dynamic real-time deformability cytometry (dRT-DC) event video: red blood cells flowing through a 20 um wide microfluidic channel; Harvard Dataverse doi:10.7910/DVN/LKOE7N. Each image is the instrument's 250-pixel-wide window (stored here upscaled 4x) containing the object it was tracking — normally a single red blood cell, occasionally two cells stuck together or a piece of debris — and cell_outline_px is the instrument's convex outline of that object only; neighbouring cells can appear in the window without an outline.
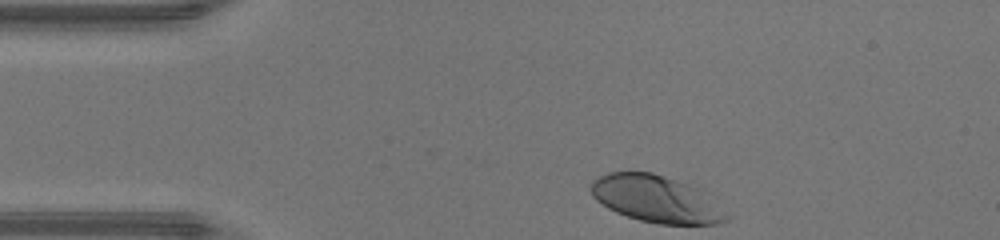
{"species": "human", "species_latin": "Homo sapiens", "temperature_condition": "warm", "stored_images_in_passage": 31, "camera_frame_rate_fps": 3000, "um_per_image_px": 0.085, "donor": {"sex": "male"}, "frame": {"image": 1, "passage_image": 1, "time_ms": 0.0, "image_size_px": [1000, 240], "cell_outline_px": [[732, 216], [716, 224], [660, 224], [640, 220], [616, 212], [608, 208], [596, 200], [592, 196], [588, 188], [600, 176], [608, 172], [652, 172], [688, 184], [696, 188]], "centroid_in_image_um": [55.74, 16.92], "position_along_channel_um": 29.3, "area_um2": 36.59}}
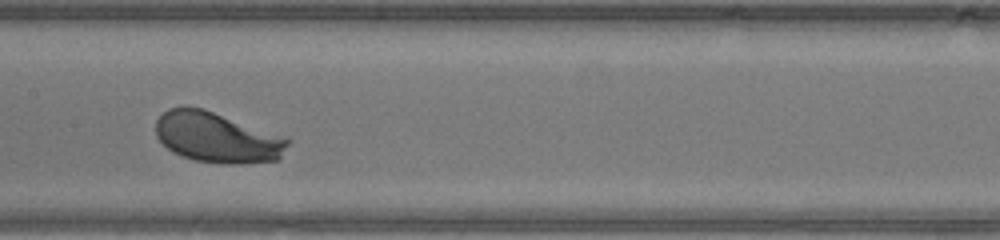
{"frame": {"image": 2, "passage_image": 16, "time_ms": 5.0, "image_size_px": [1000, 240], "cell_outline_px": [[292, 140], [280, 160], [240, 164], [220, 164], [196, 160], [180, 156], [172, 152], [156, 136], [156, 120], [168, 108], [184, 104], [204, 108], [288, 136]], "centroid_in_image_um": [18.51, 11.66], "position_along_channel_um": 188.9, "area_um2": 39.94}}
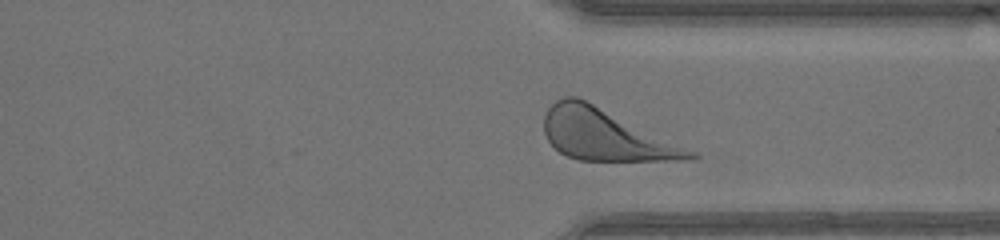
{"frame": {"image": 3, "passage_image": 28, "time_ms": 9.0, "image_size_px": [1000, 240], "cell_outline_px": [[700, 156], [692, 160], [580, 160], [568, 156], [560, 152], [548, 140], [544, 132], [544, 116], [548, 108], [556, 100], [564, 96], [576, 96], [700, 152]], "centroid_in_image_um": [51.52, 11.47], "position_along_channel_um": 359.9, "area_um2": 43.47}}